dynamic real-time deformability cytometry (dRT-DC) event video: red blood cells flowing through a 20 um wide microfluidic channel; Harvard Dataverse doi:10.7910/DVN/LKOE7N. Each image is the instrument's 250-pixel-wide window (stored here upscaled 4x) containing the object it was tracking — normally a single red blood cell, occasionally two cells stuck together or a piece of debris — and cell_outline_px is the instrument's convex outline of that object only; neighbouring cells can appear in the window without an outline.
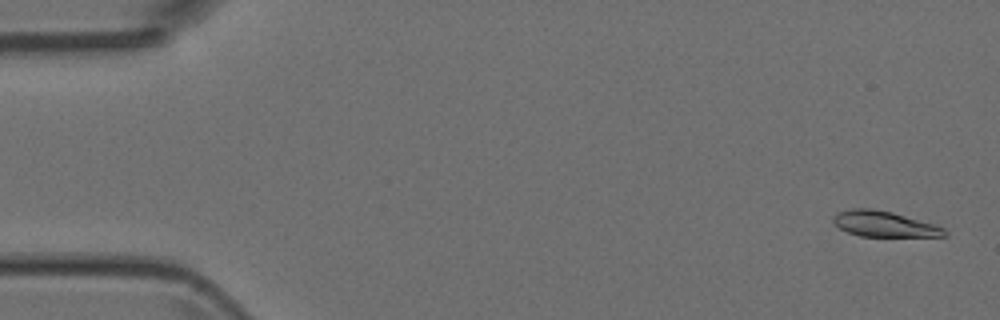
{"species": "Egyptian fruit bat (a non-hibernating species)", "species_latin": "Rousettus aegyptiacus", "temperature_condition": "room temperature", "stored_images_in_passage": 4, "camera_frame_rate_fps": 3000, "um_per_image_px": 0.085, "animal": {"sex": "female"}, "frame": {"image": 1, "passage_image": 1, "time_ms": 0.0, "image_size_px": [1000, 320], "cell_outline_px": [[948, 236], [860, 236], [848, 232], [840, 228], [832, 220], [832, 216], [836, 212], [852, 208], [872, 208], [892, 212], [936, 224], [944, 228], [948, 232]], "centroid_in_image_um": [75.17, 19.03], "position_along_channel_um": 9.8, "area_um2": 16.7}}